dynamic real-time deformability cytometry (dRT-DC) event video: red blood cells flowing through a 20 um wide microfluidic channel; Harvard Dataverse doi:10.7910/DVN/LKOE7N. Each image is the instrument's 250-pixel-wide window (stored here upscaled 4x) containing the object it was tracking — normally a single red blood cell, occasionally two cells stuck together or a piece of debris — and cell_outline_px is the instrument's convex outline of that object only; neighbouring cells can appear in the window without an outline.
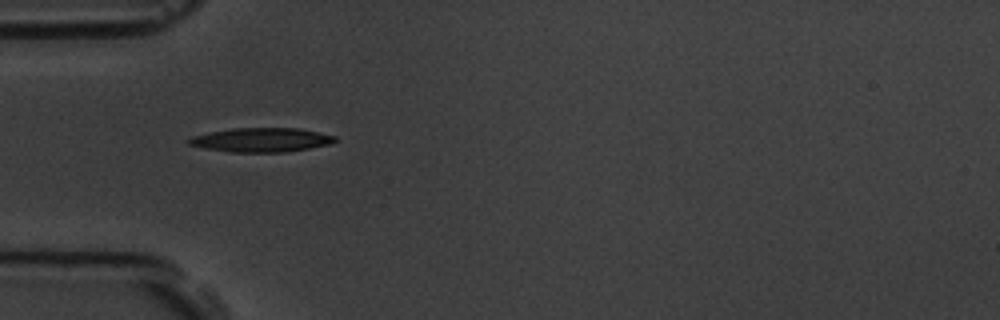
{"species": "common noctule bat (a hibernating species)", "species_latin": "Nyctalus noctula", "temperature_condition": "room temperature", "stored_images_in_passage": 3, "camera_frame_rate_fps": 3000, "um_per_image_px": 0.085, "animal": {"sex": "male", "body_mass_g": 19.5, "forearm_length_mm": 54.6}, "frame": {"image": 1, "passage_image": 2, "time_ms": 1.333, "image_size_px": [1000, 320], "cell_outline_px": [[336, 140], [328, 144], [308, 148], [284, 152], [232, 152], [204, 148], [188, 144], [188, 140], [192, 136], [208, 132], [232, 128], [300, 128], [336, 136]], "centroid_in_image_um": [22.18, 11.88], "position_along_channel_um": 62.8, "area_um2": 20.4}}
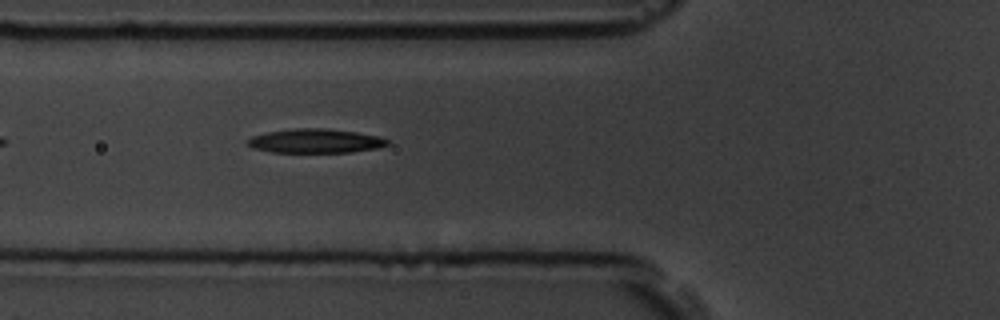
{"frame": {"image": 2, "passage_image": 3, "time_ms": 2.333, "image_size_px": [1000, 320], "cell_outline_px": [[388, 144], [380, 148], [352, 152], [272, 152], [252, 148], [248, 144], [248, 140], [252, 136], [268, 132], [292, 128], [328, 128], [356, 132], [380, 136], [388, 140]], "centroid_in_image_um": [26.84, 11.98], "position_along_channel_um": 99.0, "area_um2": 19.71}}